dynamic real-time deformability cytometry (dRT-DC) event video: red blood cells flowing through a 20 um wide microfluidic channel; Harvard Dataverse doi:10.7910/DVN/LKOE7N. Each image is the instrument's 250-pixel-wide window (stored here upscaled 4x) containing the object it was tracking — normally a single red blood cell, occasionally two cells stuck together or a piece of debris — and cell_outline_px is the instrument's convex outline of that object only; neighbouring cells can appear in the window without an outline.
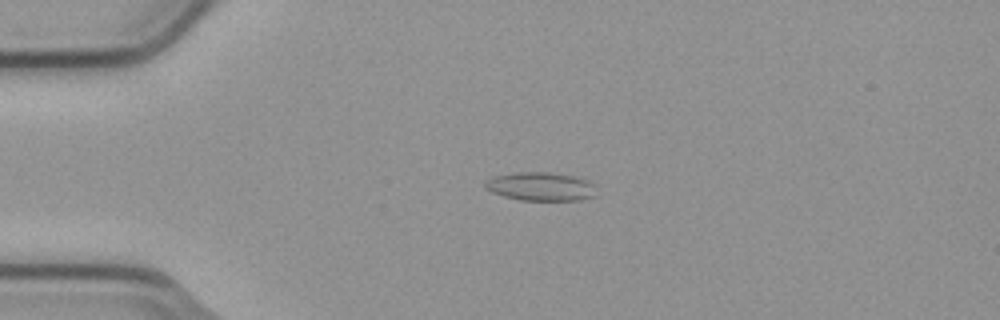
{"species": "common noctule bat (a hibernating species)", "species_latin": "Nyctalus noctula", "temperature_condition": "cold", "stored_images_in_passage": 4, "camera_frame_rate_fps": 3000, "um_per_image_px": 0.085, "animal": {"sex": "male", "body_mass_g": 23.1, "forearm_length_mm": 52.7}, "frame": {"image": 1, "passage_image": 3, "time_ms": 0.667, "image_size_px": [1000, 320], "cell_outline_px": [[596, 196], [580, 200], [520, 200], [504, 196], [492, 192], [484, 188], [484, 180], [492, 176], [516, 172], [548, 172], [572, 176], [588, 180], [592, 184]], "centroid_in_image_um": [45.9, 15.85], "position_along_channel_um": 39.1, "area_um2": 18.55}}
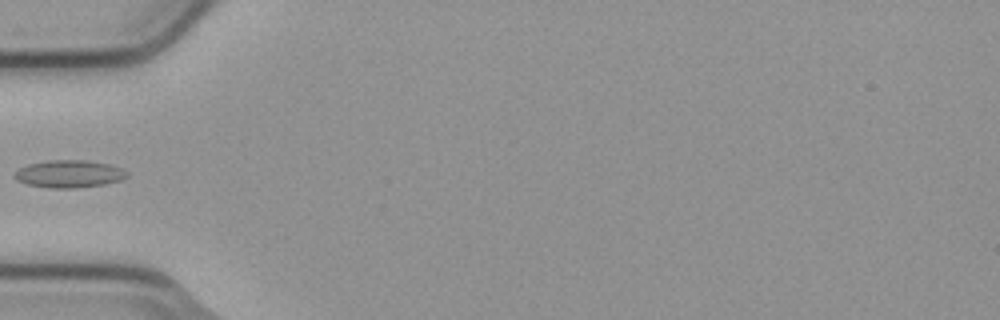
{"frame": {"image": 2, "passage_image": 4, "time_ms": 1.0, "image_size_px": [1000, 320], "cell_outline_px": [[128, 176], [120, 180], [104, 184], [76, 188], [48, 188], [28, 184], [16, 180], [12, 176], [20, 168], [28, 164], [52, 160], [84, 160], [108, 164], [120, 168], [128, 172]], "centroid_in_image_um": [5.86, 14.79], "position_along_channel_um": 79.1, "area_um2": 17.86}}